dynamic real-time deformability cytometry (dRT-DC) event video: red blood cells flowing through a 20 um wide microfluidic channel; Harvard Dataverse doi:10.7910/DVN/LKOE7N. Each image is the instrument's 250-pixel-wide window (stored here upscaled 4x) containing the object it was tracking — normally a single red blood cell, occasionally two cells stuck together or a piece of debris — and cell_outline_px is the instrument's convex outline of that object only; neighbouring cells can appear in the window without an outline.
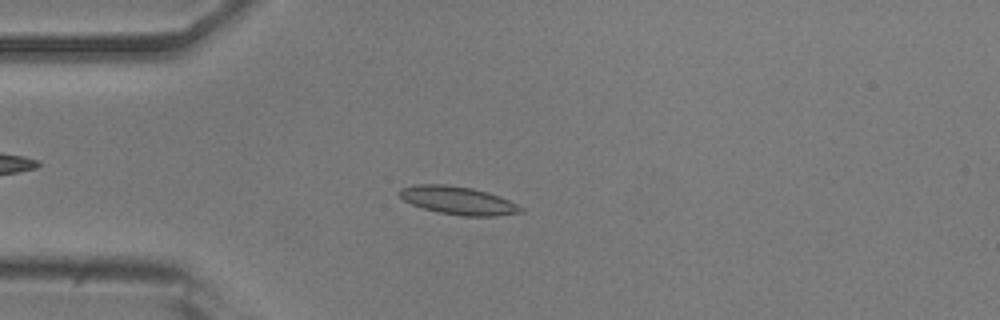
{"species": "common noctule bat (a hibernating species)", "species_latin": "Nyctalus noctula", "temperature_condition": "room temperature", "stored_images_in_passage": 53, "camera_frame_rate_fps": 3000, "um_per_image_px": 0.085, "animal": {"sex": "male", "body_mass_g": 20.5, "forearm_length_mm": 52.5}, "frame": {"image": 1, "passage_image": 13, "time_ms": 4.0, "image_size_px": [1000, 320], "cell_outline_px": [[524, 212], [496, 216], [464, 216], [440, 212], [424, 208], [412, 204], [404, 200], [396, 192], [400, 188], [416, 184], [444, 184], [472, 188], [488, 192], [508, 200], [524, 208]], "centroid_in_image_um": [38.93, 17.03], "position_along_channel_um": 46.1, "area_um2": 19.77}}
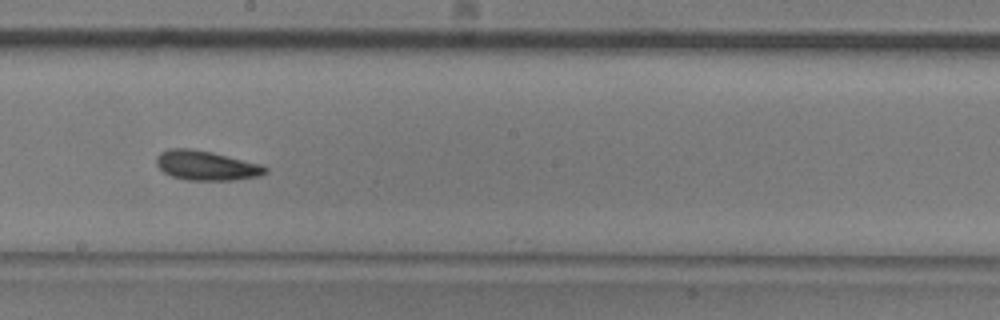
{"frame": {"image": 2, "passage_image": 29, "time_ms": 9.333, "image_size_px": [1000, 320], "cell_outline_px": [[268, 172], [260, 176], [232, 180], [188, 180], [172, 176], [164, 172], [156, 164], [156, 156], [160, 152], [168, 148], [188, 148], [212, 152], [260, 164], [268, 168]], "centroid_in_image_um": [17.52, 14.06], "position_along_channel_um": 230.7, "area_um2": 18.73}}
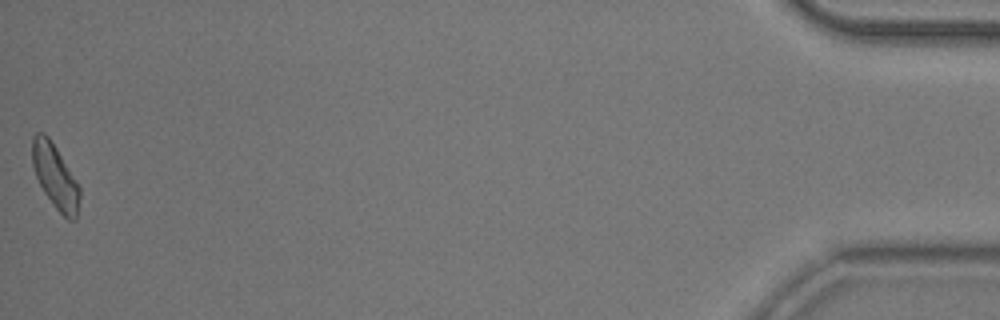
{"frame": {"image": 3, "passage_image": 53, "time_ms": 17.333, "image_size_px": [1000, 320], "cell_outline_px": [[80, 196], [76, 220], [68, 220], [56, 208], [44, 192], [36, 176], [32, 164], [32, 136], [36, 132], [44, 132], [48, 136], [56, 148], [76, 180], [80, 188]], "centroid_in_image_um": [4.68, 14.99], "position_along_channel_um": 430.5, "area_um2": 17.57}, "authors_computed_cell_mechanics": {"area_um2": 17.9758, "velocity_mm_per_s": 3.7351, "shape_relaxation_time_tau1_ms": 5.3467, "shape_relaxation_time_tau2_ms": 4.3158, "deformation_change_tau1": 0.0893, "deformation_change_tau2": 0.108}}